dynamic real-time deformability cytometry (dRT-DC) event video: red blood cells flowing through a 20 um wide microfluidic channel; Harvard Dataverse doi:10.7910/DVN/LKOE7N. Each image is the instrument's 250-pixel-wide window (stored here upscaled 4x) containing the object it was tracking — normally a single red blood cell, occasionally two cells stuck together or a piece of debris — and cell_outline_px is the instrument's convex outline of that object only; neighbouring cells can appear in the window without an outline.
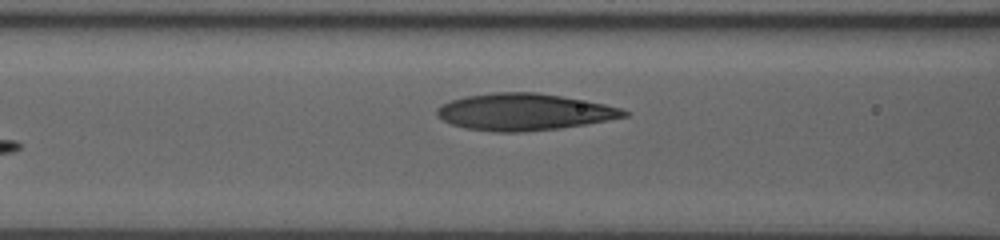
{"species": "human", "species_latin": "Homo sapiens", "temperature_condition": "room temperature", "stored_images_in_passage": 7, "segment_of_instrument_passage": [2, 2], "camera_frame_rate_fps": 3000, "um_per_image_px": 0.085, "donor": {"sex": "male"}, "frame": {"image": 1, "passage_image": 7, "time_ms": 5.0, "image_size_px": [1000, 240], "cell_outline_px": [[628, 116], [584, 124], [560, 128], [520, 132], [492, 132], [464, 128], [452, 124], [436, 116], [436, 108], [452, 100], [464, 96], [492, 92], [536, 92], [584, 100], [604, 104], [620, 108], [628, 112]], "centroid_in_image_um": [44.5, 9.51], "position_along_channel_um": 122.1, "area_um2": 39.94}}